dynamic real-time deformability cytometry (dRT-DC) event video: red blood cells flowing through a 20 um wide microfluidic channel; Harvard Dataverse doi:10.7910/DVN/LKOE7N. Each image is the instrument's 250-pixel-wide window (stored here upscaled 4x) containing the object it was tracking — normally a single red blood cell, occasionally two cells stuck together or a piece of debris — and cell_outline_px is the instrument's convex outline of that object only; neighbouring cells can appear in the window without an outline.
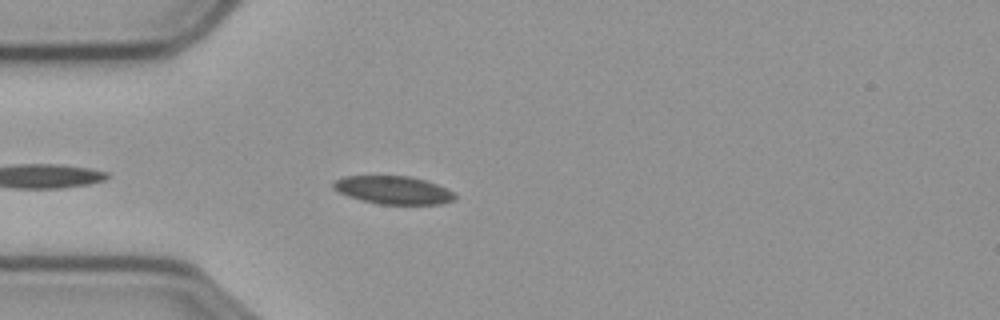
{"species": "common noctule bat (a hibernating species)", "species_latin": "Nyctalus noctula", "temperature_condition": "cold", "stored_images_in_passage": 43, "camera_frame_rate_fps": 3000, "um_per_image_px": 0.085, "animal": {"sex": "male", "body_mass_g": 23.1, "forearm_length_mm": 52.7}, "frame": {"image": 1, "passage_image": 4, "time_ms": 1.0, "image_size_px": [1000, 320], "cell_outline_px": [[456, 196], [452, 200], [440, 204], [380, 204], [360, 200], [348, 196], [332, 188], [332, 180], [344, 176], [408, 176], [424, 180], [436, 184], [452, 192]], "centroid_in_image_um": [33.36, 16.15], "position_along_channel_um": 51.6, "area_um2": 19.71}}
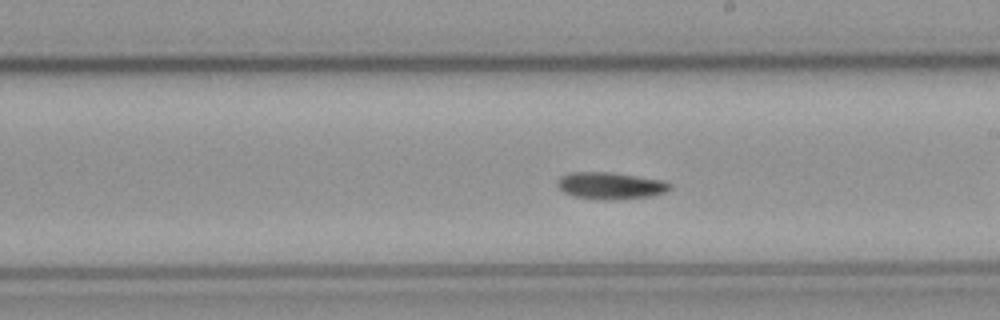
{"frame": {"image": 2, "passage_image": 17, "time_ms": 5.333, "image_size_px": [1000, 320], "cell_outline_px": [[672, 188], [664, 192], [652, 196], [608, 200], [604, 200], [572, 196], [564, 192], [556, 184], [556, 180], [560, 176], [568, 172], [608, 172], [664, 180], [672, 184]], "centroid_in_image_um": [51.87, 15.78], "position_along_channel_um": 237.1, "area_um2": 17.74}}
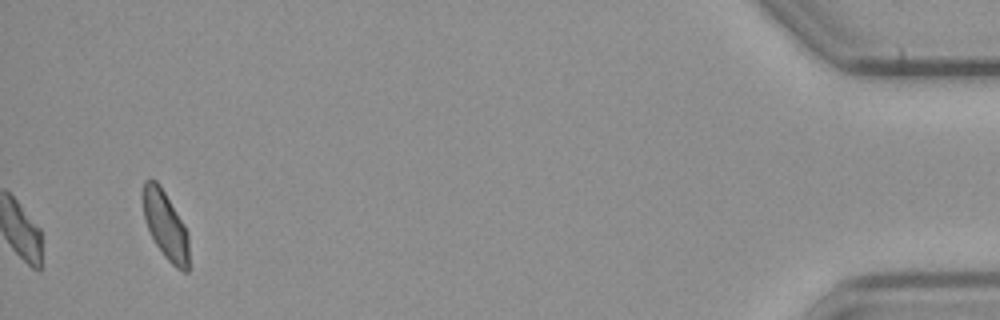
{"frame": {"image": 3, "passage_image": 43, "time_ms": 14.0, "image_size_px": [1000, 320], "cell_outline_px": [[188, 272], [184, 272], [176, 268], [164, 256], [156, 244], [148, 228], [144, 216], [144, 180], [148, 176], [156, 180], [160, 184], [184, 224], [188, 232]], "centroid_in_image_um": [14.08, 19.13], "position_along_channel_um": 421.1, "area_um2": 18.03}, "authors_computed_cell_mechanics": {"area_um2": 16.9932, "velocity_mm_per_s": 3.5613, "shape_relaxation_time_tau1_ms": 3.482, "shape_relaxation_time_tau2_ms": null, "deformation_change_tau1": 0.1195, "deformation_change_tau2": null}}